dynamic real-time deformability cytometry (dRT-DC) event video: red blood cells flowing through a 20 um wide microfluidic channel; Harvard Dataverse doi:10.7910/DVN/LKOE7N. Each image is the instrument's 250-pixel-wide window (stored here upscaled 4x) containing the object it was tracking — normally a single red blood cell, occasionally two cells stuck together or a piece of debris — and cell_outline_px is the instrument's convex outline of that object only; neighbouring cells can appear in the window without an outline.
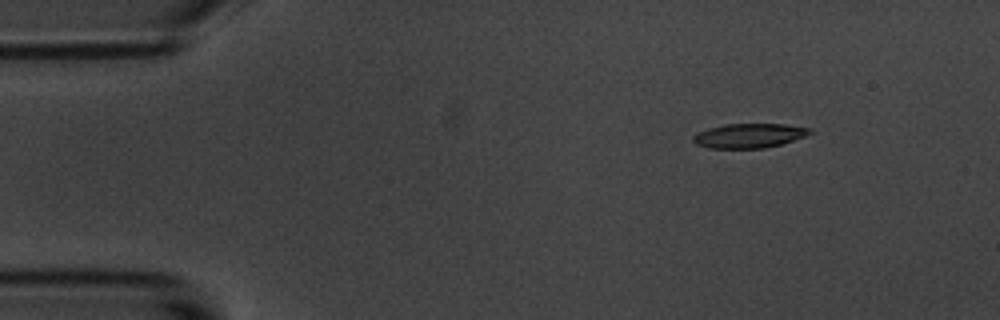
{"species": "common noctule bat (a hibernating species)", "species_latin": "Nyctalus noctula", "temperature_condition": "room temperature", "stored_images_in_passage": 9, "camera_frame_rate_fps": 3000, "um_per_image_px": 0.085, "animal": {"sex": "male", "body_mass_g": 20.1, "forearm_length_mm": 53.5}, "frame": {"image": 1, "passage_image": 1, "time_ms": 0.0, "image_size_px": [1000, 320], "cell_outline_px": [[816, 132], [808, 136], [780, 144], [764, 148], [708, 148], [696, 144], [692, 140], [692, 136], [696, 132], [708, 128], [724, 124], [784, 124], [812, 128]], "centroid_in_image_um": [63.7, 11.52], "position_along_channel_um": 21.3, "area_um2": 16.88}}
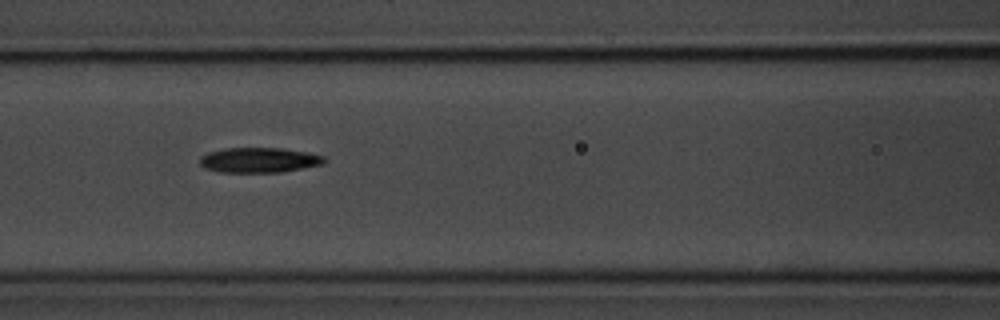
{"frame": {"image": 2, "passage_image": 6, "time_ms": 5.667, "image_size_px": [1000, 320], "cell_outline_px": [[324, 160], [320, 164], [280, 172], [220, 172], [204, 168], [200, 164], [200, 156], [208, 152], [224, 148], [284, 148], [308, 152], [324, 156]], "centroid_in_image_um": [21.96, 13.59], "position_along_channel_um": 144.6, "area_um2": 18.03}}
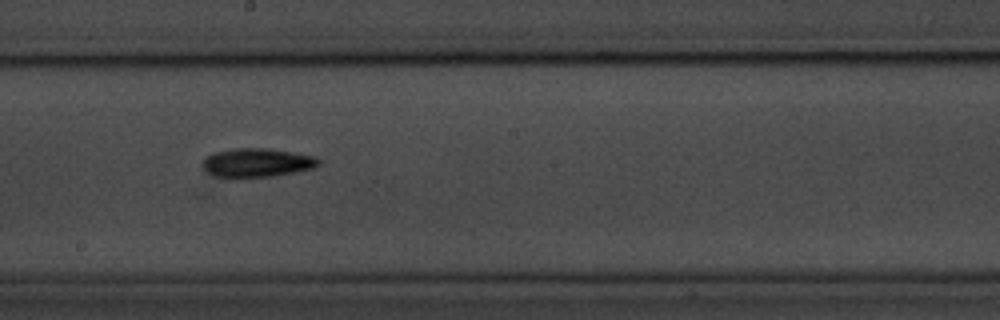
{"frame": {"image": 3, "passage_image": 8, "time_ms": 8.0, "image_size_px": [1000, 320], "cell_outline_px": [[320, 164], [316, 168], [296, 172], [272, 176], [236, 180], [216, 176], [208, 172], [204, 168], [204, 160], [212, 152], [232, 148], [268, 148], [316, 156], [320, 160]], "centroid_in_image_um": [21.86, 13.85], "position_along_channel_um": 226.3, "area_um2": 20.06}}